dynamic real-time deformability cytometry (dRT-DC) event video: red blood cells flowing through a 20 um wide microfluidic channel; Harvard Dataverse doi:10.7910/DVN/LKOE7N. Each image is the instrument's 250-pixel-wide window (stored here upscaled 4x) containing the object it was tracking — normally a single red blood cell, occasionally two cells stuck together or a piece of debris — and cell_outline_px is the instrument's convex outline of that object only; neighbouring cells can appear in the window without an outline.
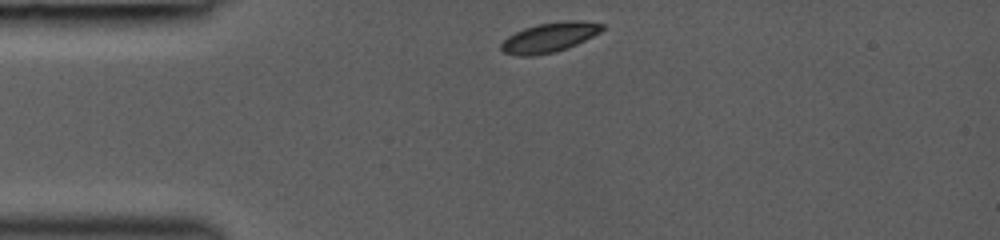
{"species": "common noctule bat (a hibernating species)", "species_latin": "Nyctalus noctula", "temperature_condition": "room temperature", "stored_images_in_passage": 13, "camera_frame_rate_fps": 3000, "um_per_image_px": 0.085, "animal": {"sex": "female", "body_mass_g": 19.0, "forearm_length_mm": 53.3}, "frame": {"image": 1, "passage_image": 1, "time_ms": 0.0, "image_size_px": [1000, 240], "cell_outline_px": [[604, 28], [600, 32], [568, 48], [556, 52], [532, 56], [516, 56], [500, 52], [500, 44], [508, 36], [524, 28], [536, 24], [560, 20], [584, 20], [604, 24]], "centroid_in_image_um": [46.68, 3.17], "position_along_channel_um": 38.3, "area_um2": 17.8}}
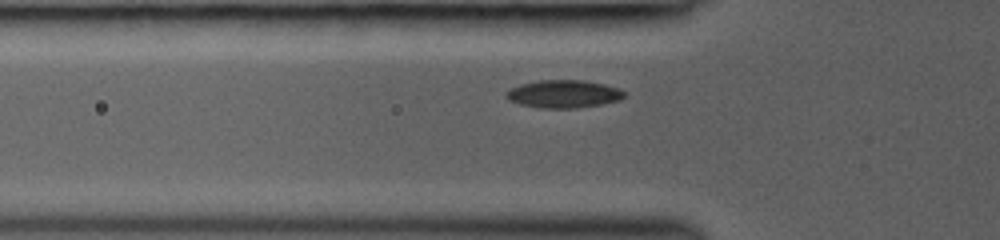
{"frame": {"image": 2, "passage_image": 9, "time_ms": 1.667, "image_size_px": [1000, 240], "cell_outline_px": [[624, 96], [620, 100], [600, 104], [576, 108], [540, 108], [520, 104], [508, 100], [504, 96], [504, 92], [520, 84], [536, 80], [580, 80], [604, 84], [620, 88], [624, 92]], "centroid_in_image_um": [47.86, 7.98], "position_along_channel_um": 77.9, "area_um2": 19.19}}